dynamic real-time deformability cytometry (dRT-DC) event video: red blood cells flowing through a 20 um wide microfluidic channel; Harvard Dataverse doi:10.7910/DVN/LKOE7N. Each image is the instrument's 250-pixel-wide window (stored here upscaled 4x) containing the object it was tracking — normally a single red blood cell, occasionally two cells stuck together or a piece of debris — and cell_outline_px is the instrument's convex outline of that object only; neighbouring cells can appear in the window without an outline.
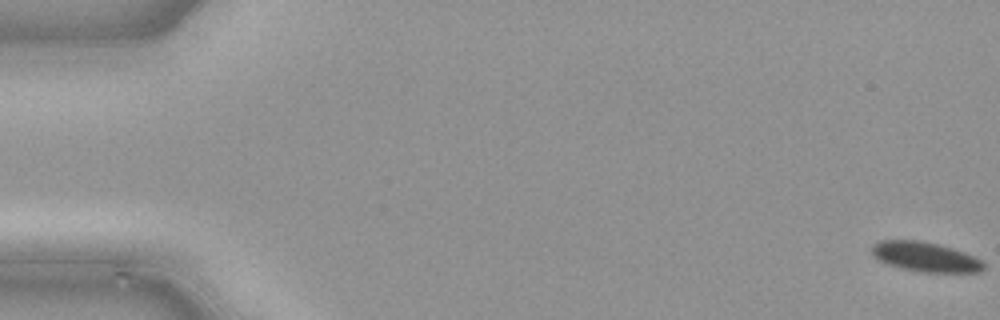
{"species": "common noctule bat (a hibernating species)", "species_latin": "Nyctalus noctula", "temperature_condition": "cold", "stored_images_in_passage": 10, "camera_frame_rate_fps": 3000, "um_per_image_px": 0.085, "animal": {"sex": "male", "body_mass_g": 21.5, "forearm_length_mm": 52.0}, "frame": {"image": 1, "passage_image": 1, "time_ms": 0.0, "image_size_px": [1000, 320], "cell_outline_px": [[984, 268], [980, 272], [920, 272], [888, 264], [872, 256], [872, 244], [880, 240], [916, 240], [936, 244], [952, 248], [964, 252], [980, 260], [984, 264]], "centroid_in_image_um": [78.62, 21.83], "position_along_channel_um": 6.4, "area_um2": 19.07}}